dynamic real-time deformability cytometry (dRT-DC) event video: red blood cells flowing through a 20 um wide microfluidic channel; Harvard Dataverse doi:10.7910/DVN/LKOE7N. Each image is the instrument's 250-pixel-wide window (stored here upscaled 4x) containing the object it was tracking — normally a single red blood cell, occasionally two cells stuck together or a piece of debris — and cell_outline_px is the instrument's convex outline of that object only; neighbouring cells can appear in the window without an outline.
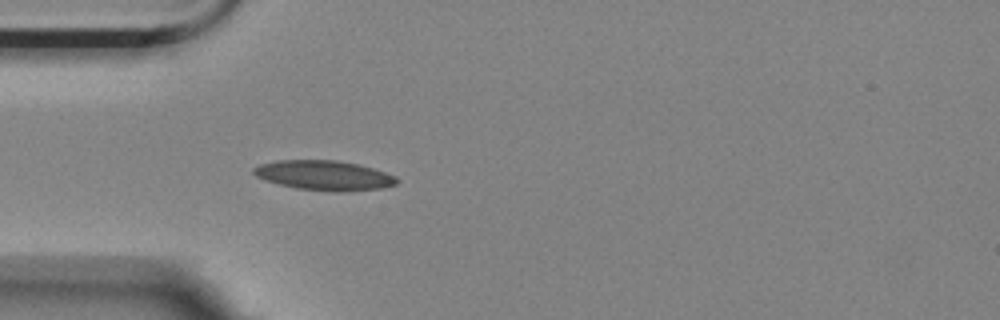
{"species": "Egyptian fruit bat (a non-hibernating species)", "species_latin": "Rousettus aegyptiacus", "temperature_condition": "room temperature", "stored_images_in_passage": 4, "camera_frame_rate_fps": 3000, "um_per_image_px": 0.085, "animal": {"sex": "female"}, "frame": {"image": 1, "passage_image": 4, "time_ms": 1.0, "image_size_px": [1000, 320], "cell_outline_px": [[400, 180], [396, 184], [380, 188], [296, 188], [264, 180], [256, 176], [252, 172], [252, 168], [260, 164], [276, 160], [336, 160], [356, 164], [372, 168], [396, 176]], "centroid_in_image_um": [27.46, 14.84], "position_along_channel_um": 57.5, "area_um2": 23.47}}